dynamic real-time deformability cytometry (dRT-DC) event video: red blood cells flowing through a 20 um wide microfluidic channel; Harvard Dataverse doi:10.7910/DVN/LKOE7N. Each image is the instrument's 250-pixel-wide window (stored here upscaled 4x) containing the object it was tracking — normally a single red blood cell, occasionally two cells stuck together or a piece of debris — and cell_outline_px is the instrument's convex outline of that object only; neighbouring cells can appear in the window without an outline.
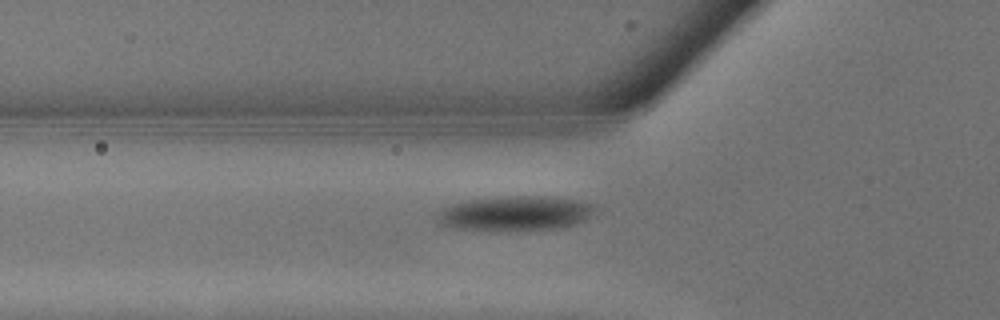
{"species": "common noctule bat (a hibernating species)", "species_latin": "Nyctalus noctula", "temperature_condition": "warm", "stored_images_in_passage": 9, "camera_frame_rate_fps": 3000, "um_per_image_px": 0.085, "animal": {"sex": "male", "body_mass_g": 13.3}, "frame": {"image": 1, "passage_image": 2, "time_ms": 0.333, "image_size_px": [1000, 320], "cell_outline_px": [[592, 208], [588, 216], [584, 220], [572, 224], [556, 228], [496, 232], [448, 228], [436, 224], [436, 220], [440, 208], [452, 204], [472, 200], [516, 196], [544, 196], [572, 200], [592, 204]], "centroid_in_image_um": [43.61, 18.18], "position_along_channel_um": 82.2, "area_um2": 31.79}}
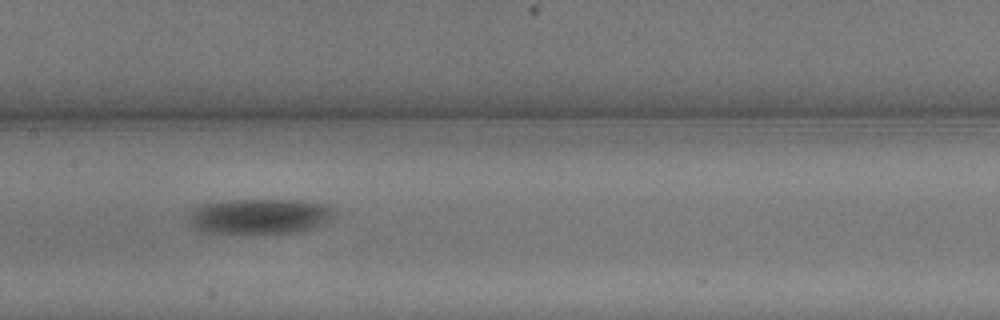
{"frame": {"image": 2, "passage_image": 6, "time_ms": 1.667, "image_size_px": [1000, 320], "cell_outline_px": [[336, 208], [332, 216], [320, 224], [312, 228], [292, 232], [252, 236], [200, 232], [192, 228], [188, 224], [188, 220], [192, 212], [200, 204], [228, 200], [300, 200], [328, 204]], "centroid_in_image_um": [21.99, 18.42], "position_along_channel_um": 185.4, "area_um2": 30.92}}
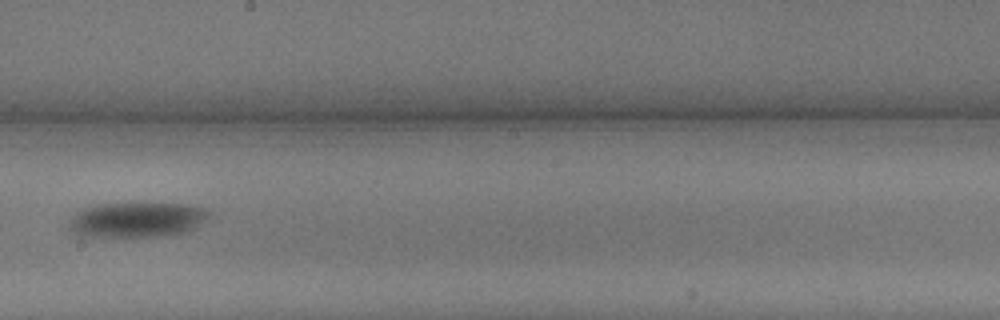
{"frame": {"image": 3, "passage_image": 8, "time_ms": 2.333, "image_size_px": [1000, 320], "cell_outline_px": [[216, 212], [212, 220], [196, 228], [184, 232], [160, 236], [80, 236], [72, 232], [68, 228], [68, 220], [76, 212], [84, 208], [100, 204], [188, 204], [208, 208]], "centroid_in_image_um": [11.77, 18.67], "position_along_channel_um": 236.4, "area_um2": 29.19}}